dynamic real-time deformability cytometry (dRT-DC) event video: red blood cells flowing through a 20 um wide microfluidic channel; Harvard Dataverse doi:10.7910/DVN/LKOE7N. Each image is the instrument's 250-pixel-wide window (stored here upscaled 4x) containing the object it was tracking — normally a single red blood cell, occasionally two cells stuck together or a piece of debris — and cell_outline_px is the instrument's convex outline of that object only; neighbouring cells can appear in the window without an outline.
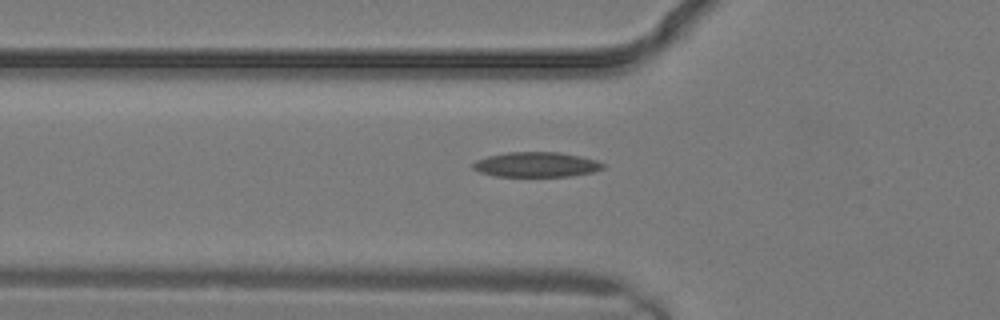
{"species": "common noctule bat (a hibernating species)", "species_latin": "Nyctalus noctula", "temperature_condition": "warm", "stored_images_in_passage": 5, "segment_of_instrument_passage": [1, 2], "camera_frame_rate_fps": 3000, "um_per_image_px": 0.085, "animal": {"sex": "male", "body_mass_g": 19.2, "forearm_length_mm": 51.8}, "frame": {"image": 1, "passage_image": 4, "time_ms": 1.0, "image_size_px": [1000, 320], "cell_outline_px": [[604, 168], [592, 172], [568, 176], [496, 176], [480, 172], [472, 168], [472, 164], [476, 160], [488, 156], [508, 152], [560, 152], [580, 156], [596, 160], [604, 164]], "centroid_in_image_um": [45.57, 13.98], "position_along_channel_um": 80.2, "area_um2": 18.79}}